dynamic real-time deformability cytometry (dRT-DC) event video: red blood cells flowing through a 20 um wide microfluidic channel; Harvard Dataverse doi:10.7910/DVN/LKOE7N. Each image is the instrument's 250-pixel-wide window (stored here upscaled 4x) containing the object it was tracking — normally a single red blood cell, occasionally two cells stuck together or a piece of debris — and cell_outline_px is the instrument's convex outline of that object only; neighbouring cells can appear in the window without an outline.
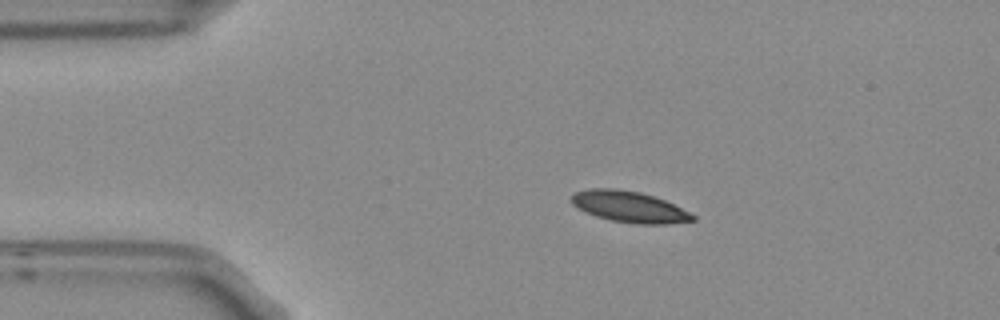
{"species": "Egyptian fruit bat (a non-hibernating species)", "species_latin": "Rousettus aegyptiacus", "temperature_condition": "room temperature", "stored_images_in_passage": 7, "camera_frame_rate_fps": 3000, "um_per_image_px": 0.085, "frame": {"image": 1, "passage_image": 1, "time_ms": 0.0, "image_size_px": [1000, 320], "cell_outline_px": [[696, 220], [664, 224], [636, 224], [612, 220], [596, 216], [572, 204], [572, 196], [576, 192], [588, 188], [616, 188], [640, 192], [664, 200], [696, 216]], "centroid_in_image_um": [53.49, 17.57], "position_along_channel_um": 31.5, "area_um2": 21.62}}
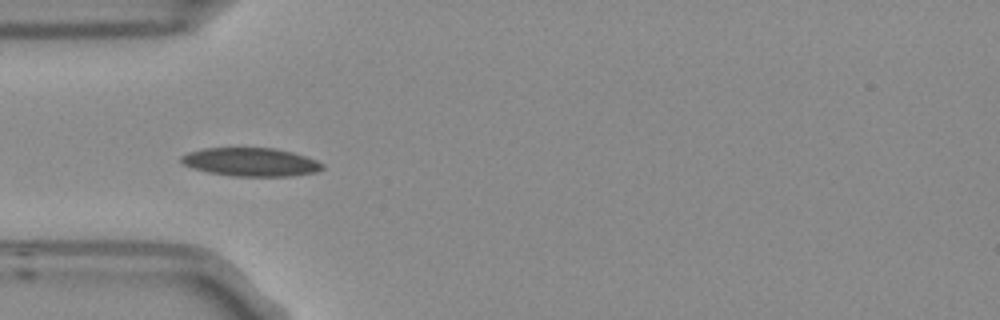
{"frame": {"image": 2, "passage_image": 3, "time_ms": 0.667, "image_size_px": [1000, 320], "cell_outline_px": [[324, 168], [316, 172], [292, 176], [232, 176], [208, 172], [192, 168], [184, 164], [180, 160], [180, 156], [188, 152], [204, 148], [276, 148], [292, 152], [316, 160], [324, 164]], "centroid_in_image_um": [21.31, 13.77], "position_along_channel_um": 63.7, "area_um2": 23.41}}
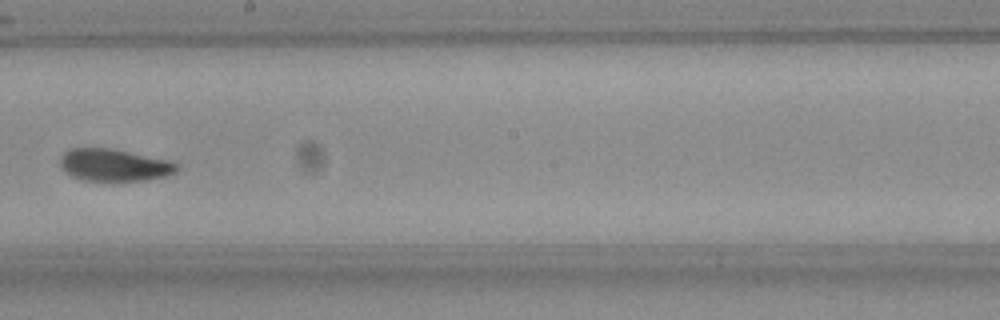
{"frame": {"image": 3, "passage_image": 7, "time_ms": 2.0, "image_size_px": [1000, 320], "cell_outline_px": [[180, 168], [176, 172], [168, 176], [144, 180], [80, 180], [64, 172], [60, 164], [60, 156], [64, 152], [72, 148], [108, 148], [168, 160], [176, 164]], "centroid_in_image_um": [9.67, 14.03], "position_along_channel_um": 238.5, "area_um2": 21.73}}